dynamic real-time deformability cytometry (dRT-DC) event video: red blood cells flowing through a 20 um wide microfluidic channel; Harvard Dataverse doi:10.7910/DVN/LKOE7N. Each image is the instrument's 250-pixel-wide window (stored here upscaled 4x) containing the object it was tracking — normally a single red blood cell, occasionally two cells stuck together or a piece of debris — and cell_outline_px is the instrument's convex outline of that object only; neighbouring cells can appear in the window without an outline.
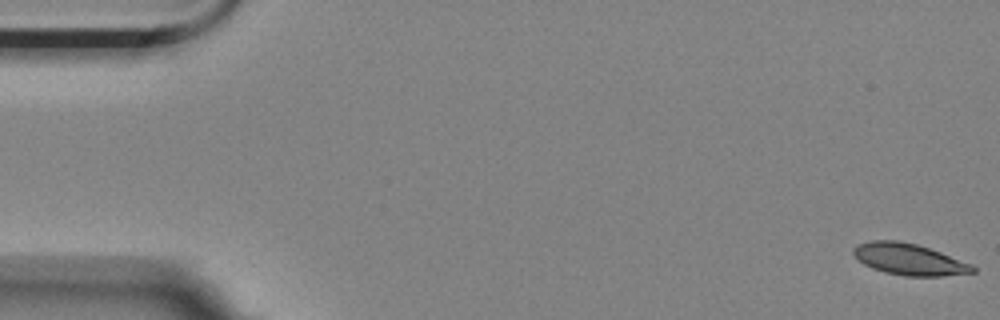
{"species": "Egyptian fruit bat (a non-hibernating species)", "species_latin": "Rousettus aegyptiacus", "temperature_condition": "room temperature", "stored_images_in_passage": 34, "camera_frame_rate_fps": 3000, "um_per_image_px": 0.085, "animal": {"sex": "female"}, "frame": {"image": 1, "passage_image": 1, "time_ms": 0.0, "image_size_px": [1000, 320], "cell_outline_px": [[976, 272], [940, 276], [904, 276], [884, 272], [872, 268], [864, 264], [852, 252], [852, 248], [856, 244], [872, 240], [896, 240], [916, 244], [940, 252], [972, 264], [976, 268]], "centroid_in_image_um": [77.26, 22.04], "position_along_channel_um": 7.7, "area_um2": 21.79}}
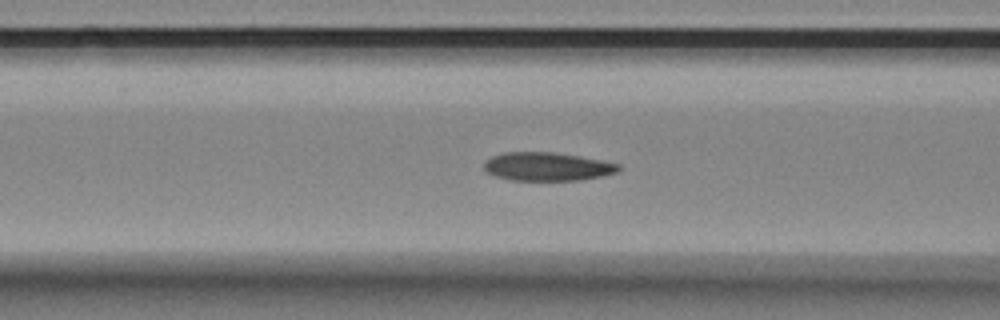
{"frame": {"image": 2, "passage_image": 22, "time_ms": 7.0, "image_size_px": [1000, 320], "cell_outline_px": [[620, 168], [616, 172], [604, 176], [580, 180], [512, 180], [496, 176], [488, 172], [484, 168], [484, 160], [492, 156], [504, 152], [556, 152], [604, 160], [620, 164]], "centroid_in_image_um": [46.54, 14.15], "position_along_channel_um": 120.1, "area_um2": 22.43}}
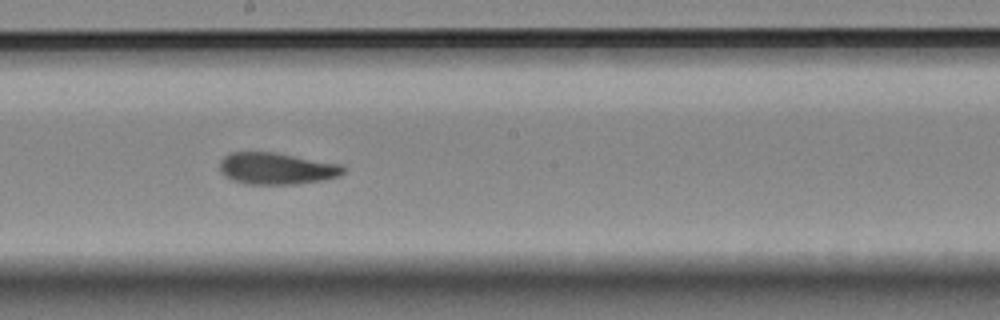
{"frame": {"image": 3, "passage_image": 31, "time_ms": 10.0, "image_size_px": [1000, 320], "cell_outline_px": [[344, 172], [340, 176], [324, 180], [296, 184], [244, 184], [232, 180], [224, 176], [220, 172], [220, 160], [224, 156], [232, 152], [272, 152], [340, 164], [344, 168]], "centroid_in_image_um": [23.47, 14.33], "position_along_channel_um": 224.7, "area_um2": 22.83}}